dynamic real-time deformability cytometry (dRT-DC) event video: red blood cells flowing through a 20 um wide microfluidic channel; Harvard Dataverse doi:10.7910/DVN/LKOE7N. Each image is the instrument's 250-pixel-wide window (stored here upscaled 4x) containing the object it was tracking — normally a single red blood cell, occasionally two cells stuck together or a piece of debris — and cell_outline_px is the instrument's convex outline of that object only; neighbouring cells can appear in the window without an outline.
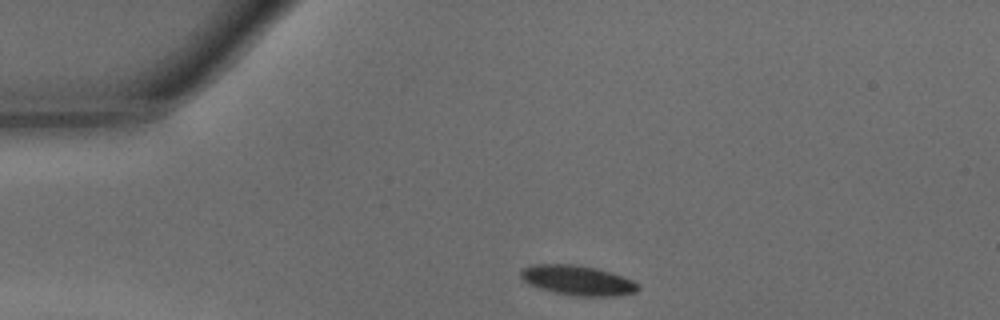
{"species": "common noctule bat (a hibernating species)", "species_latin": "Nyctalus noctula", "temperature_condition": "warm", "stored_images_in_passage": 28, "camera_frame_rate_fps": 3000, "um_per_image_px": 0.085, "animal": {"sex": "male", "body_mass_g": 15.6}, "frame": {"image": 1, "passage_image": 1, "time_ms": 0.0, "image_size_px": [1000, 320], "cell_outline_px": [[640, 288], [636, 292], [612, 296], [576, 296], [552, 292], [528, 284], [520, 276], [520, 272], [524, 268], [532, 264], [576, 264], [596, 268], [632, 280], [640, 284]], "centroid_in_image_um": [49.08, 23.83], "position_along_channel_um": 35.9, "area_um2": 20.35}}
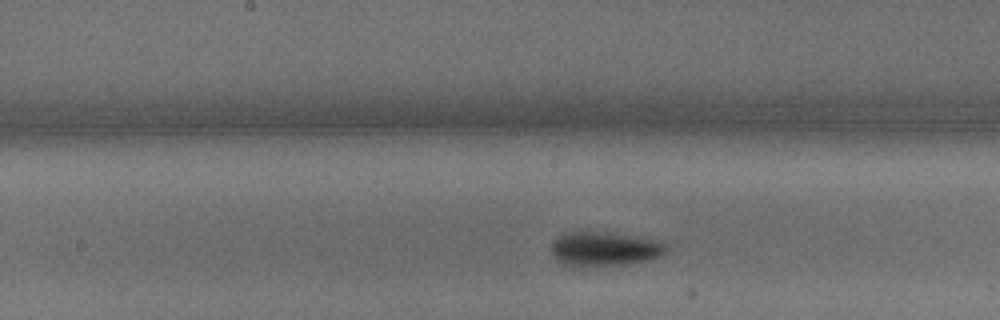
{"frame": {"image": 2, "passage_image": 15, "time_ms": 4.667, "image_size_px": [1000, 320], "cell_outline_px": [[668, 248], [660, 256], [648, 260], [624, 264], [584, 268], [568, 268], [556, 260], [552, 256], [552, 240], [556, 236], [564, 232], [612, 232], [640, 236], [660, 240]], "centroid_in_image_um": [51.32, 21.17], "position_along_channel_um": 196.9, "area_um2": 23.87}}
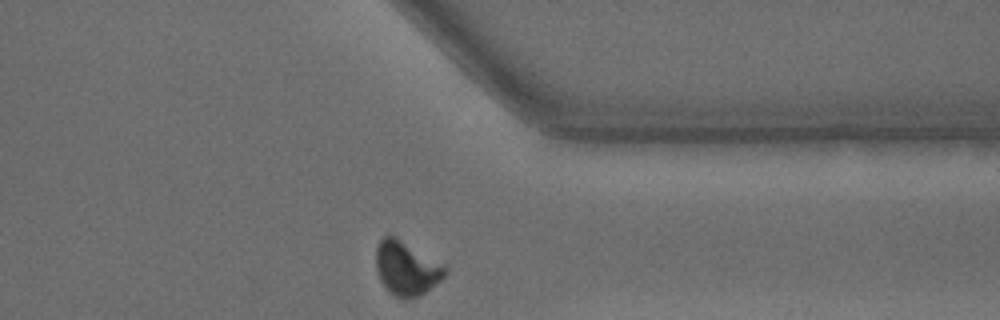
{"frame": {"image": 3, "passage_image": 28, "time_ms": 9.0, "image_size_px": [1000, 320], "cell_outline_px": [[448, 272], [440, 280], [420, 296], [404, 300], [388, 292], [380, 280], [376, 268], [376, 248], [380, 240], [384, 236], [392, 232], [448, 264]], "centroid_in_image_um": [34.59, 22.73], "position_along_channel_um": 376.8, "area_um2": 22.89}, "authors_computed_cell_mechanics": {"area_um2": 22.8888, "velocity_mm_per_s": 4.2649, "shape_relaxation_time_tau1_ms": 2.0017, "shape_relaxation_time_tau2_ms": 8.852, "deformation_change_tau1": 0.1131, "deformation_change_tau2": 0.1308}}